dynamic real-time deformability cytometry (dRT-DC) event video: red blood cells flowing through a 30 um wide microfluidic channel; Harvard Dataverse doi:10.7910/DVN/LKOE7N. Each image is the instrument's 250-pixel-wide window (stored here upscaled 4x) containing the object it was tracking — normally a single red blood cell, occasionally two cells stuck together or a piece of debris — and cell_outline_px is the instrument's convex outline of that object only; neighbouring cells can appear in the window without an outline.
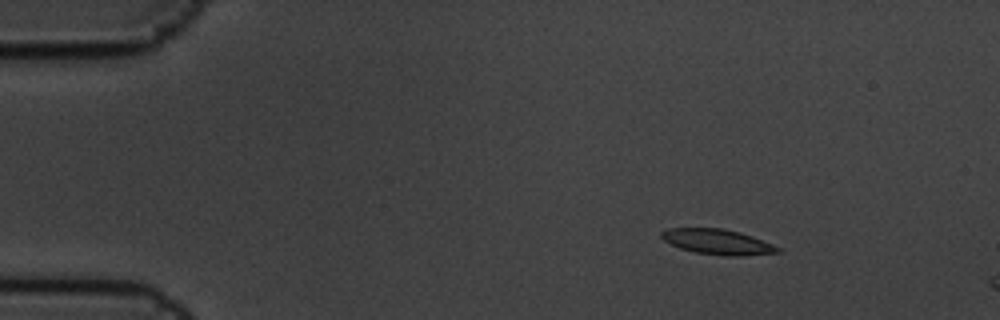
{"species": "common noctule bat (a hibernating species)", "species_latin": "Nyctalus noctula", "temperature_condition": "cold", "stored_images_in_passage": 5, "camera_frame_rate_fps": 3000, "um_per_image_px": 0.085, "animal": {"sex": "male", "body_mass_g": 19.5, "forearm_length_mm": 54.6}, "frame": {"image": 1, "passage_image": 1, "time_ms": 0.0, "image_size_px": [1000, 320], "cell_outline_px": [[784, 252], [740, 256], [724, 256], [696, 252], [680, 248], [664, 240], [660, 236], [660, 232], [668, 228], [724, 228], [740, 232], [752, 236], [772, 244], [780, 248]], "centroid_in_image_um": [61.01, 20.55], "position_along_channel_um": 24.0, "area_um2": 17.17}}
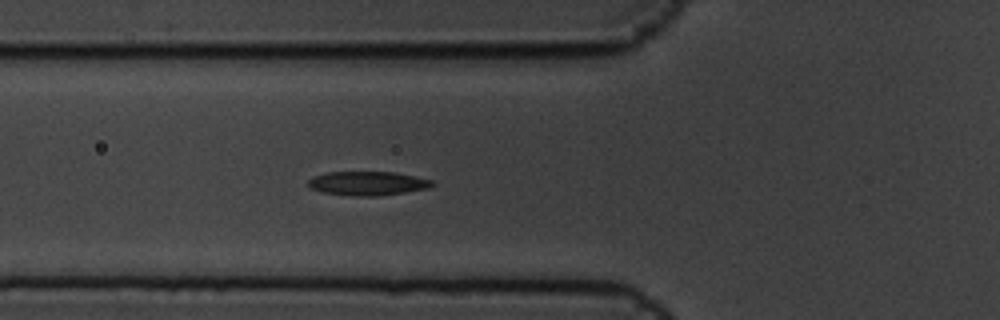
{"frame": {"image": 2, "passage_image": 5, "time_ms": 1.333, "image_size_px": [1000, 320], "cell_outline_px": [[436, 184], [428, 188], [404, 192], [376, 196], [356, 196], [324, 192], [312, 188], [308, 184], [308, 180], [312, 176], [328, 172], [396, 172], [416, 176], [432, 180]], "centroid_in_image_um": [31.28, 15.57], "position_along_channel_um": 94.5, "area_um2": 17.22}}